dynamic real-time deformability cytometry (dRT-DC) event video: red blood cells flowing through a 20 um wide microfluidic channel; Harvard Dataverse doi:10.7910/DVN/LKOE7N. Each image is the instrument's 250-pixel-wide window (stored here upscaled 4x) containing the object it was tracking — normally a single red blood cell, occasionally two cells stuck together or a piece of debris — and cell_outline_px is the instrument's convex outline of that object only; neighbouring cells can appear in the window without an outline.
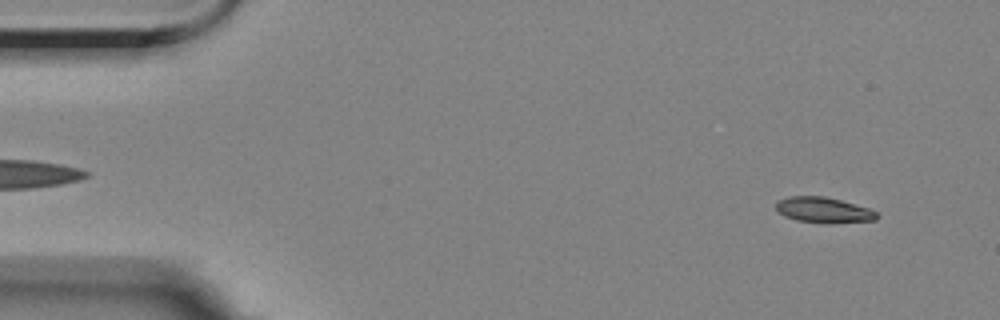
{"species": "Egyptian fruit bat (a non-hibernating species)", "species_latin": "Rousettus aegyptiacus", "temperature_condition": "room temperature", "stored_images_in_passage": 18, "camera_frame_rate_fps": 3000, "um_per_image_px": 0.085, "animal": {"sex": "female"}, "frame": {"image": 1, "passage_image": 4, "time_ms": 1.0, "image_size_px": [1000, 320], "cell_outline_px": [[876, 220], [796, 220], [784, 216], [776, 212], [776, 200], [788, 196], [824, 196], [840, 200], [868, 208], [876, 212]], "centroid_in_image_um": [69.86, 17.78], "position_along_channel_um": 15.1, "area_um2": 13.99}}
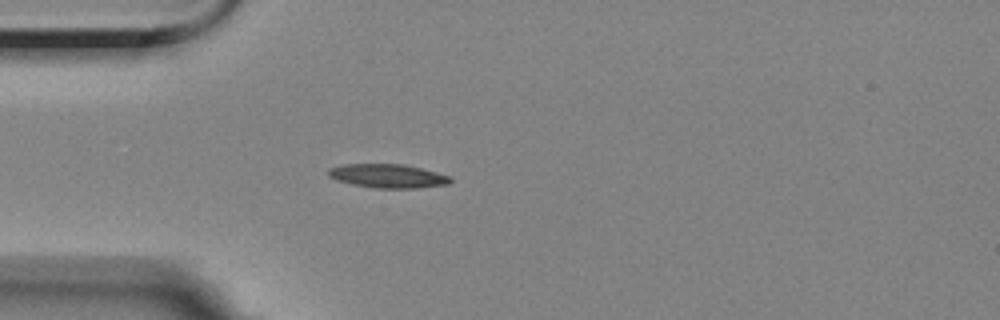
{"frame": {"image": 2, "passage_image": 15, "time_ms": 4.667, "image_size_px": [1000, 320], "cell_outline_px": [[452, 180], [448, 184], [416, 188], [376, 188], [352, 184], [336, 180], [328, 176], [328, 168], [340, 164], [404, 164], [452, 176]], "centroid_in_image_um": [32.94, 14.95], "position_along_channel_um": 52.1, "area_um2": 16.99}}